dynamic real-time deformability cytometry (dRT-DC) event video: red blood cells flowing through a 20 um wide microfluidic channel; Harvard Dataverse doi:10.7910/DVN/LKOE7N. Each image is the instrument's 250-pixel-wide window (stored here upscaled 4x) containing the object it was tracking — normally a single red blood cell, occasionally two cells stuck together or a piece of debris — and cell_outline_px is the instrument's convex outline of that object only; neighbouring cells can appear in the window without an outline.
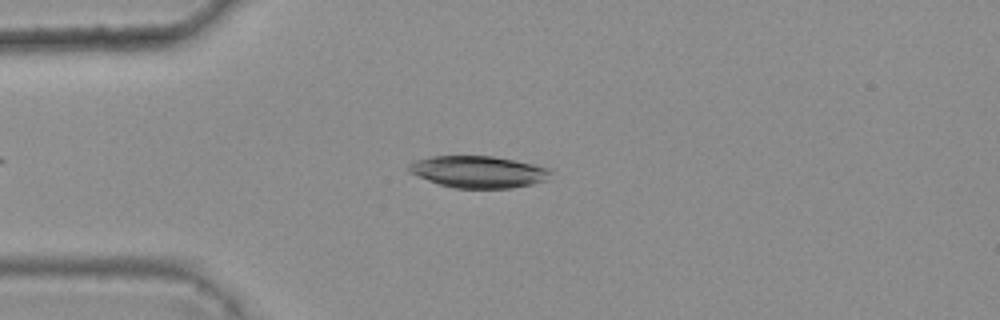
{"species": "common noctule bat (a hibernating species)", "species_latin": "Nyctalus noctula", "temperature_condition": "warm", "stored_images_in_passage": 6, "camera_frame_rate_fps": 3000, "um_per_image_px": 0.085, "animal": {"sex": "female", "body_mass_g": 25.1}, "frame": {"image": 1, "passage_image": 4, "time_ms": 1.0, "image_size_px": [1000, 320], "cell_outline_px": [[552, 172], [548, 180], [532, 184], [512, 188], [456, 188], [440, 184], [428, 180], [408, 172], [408, 164], [416, 160], [432, 156], [492, 156], [552, 168]], "centroid_in_image_um": [40.68, 14.61], "position_along_channel_um": 44.3, "area_um2": 26.3}}
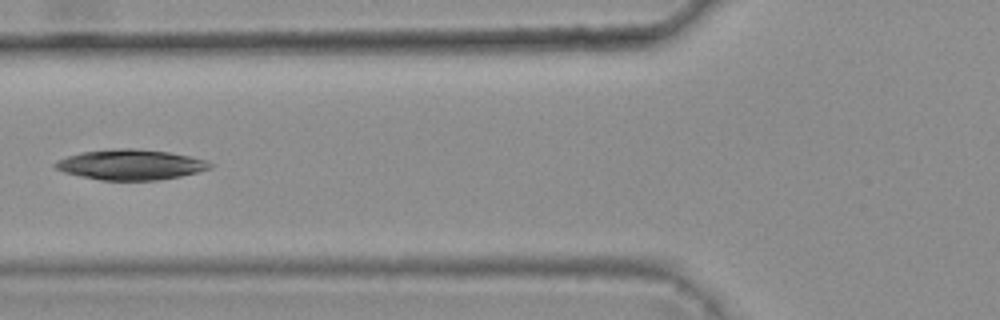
{"frame": {"image": 2, "passage_image": 6, "time_ms": 1.667, "image_size_px": [1000, 320], "cell_outline_px": [[216, 164], [212, 168], [180, 176], [156, 180], [100, 180], [80, 176], [64, 172], [56, 168], [52, 164], [68, 156], [80, 152], [112, 148], [132, 148], [168, 152], [188, 156], [204, 160]], "centroid_in_image_um": [11.1, 13.99], "position_along_channel_um": 114.7, "area_um2": 27.22}}